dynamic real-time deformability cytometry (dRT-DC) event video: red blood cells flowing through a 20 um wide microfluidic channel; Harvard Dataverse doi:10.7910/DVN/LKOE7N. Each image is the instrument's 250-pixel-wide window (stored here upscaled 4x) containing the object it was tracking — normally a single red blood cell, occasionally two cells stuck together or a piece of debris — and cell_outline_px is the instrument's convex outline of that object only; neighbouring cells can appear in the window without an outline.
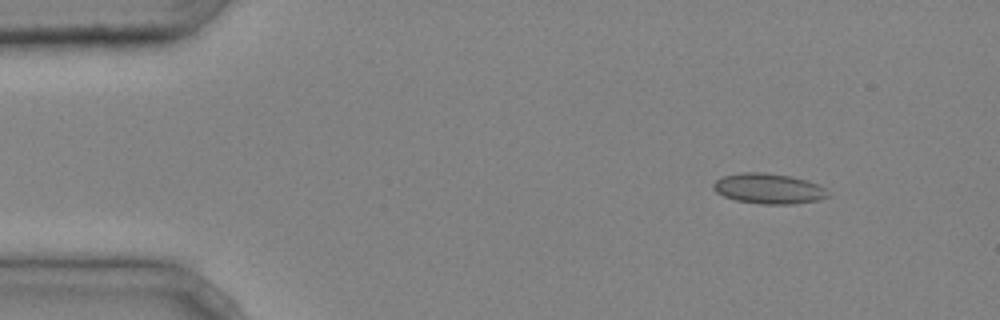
{"species": "common noctule bat (a hibernating species)", "species_latin": "Nyctalus noctula", "temperature_condition": "cold", "stored_images_in_passage": 5, "camera_frame_rate_fps": 3000, "um_per_image_px": 0.085, "animal": {"sex": "male", "body_mass_g": 20.4}, "frame": {"image": 1, "passage_image": 2, "time_ms": 0.333, "image_size_px": [1000, 320], "cell_outline_px": [[828, 196], [820, 200], [792, 204], [760, 204], [736, 200], [724, 196], [716, 192], [712, 188], [712, 184], [716, 180], [724, 176], [740, 172], [764, 172], [788, 176], [808, 180], [824, 188]], "centroid_in_image_um": [65.3, 16.03], "position_along_channel_um": 19.7, "area_um2": 20.17}}